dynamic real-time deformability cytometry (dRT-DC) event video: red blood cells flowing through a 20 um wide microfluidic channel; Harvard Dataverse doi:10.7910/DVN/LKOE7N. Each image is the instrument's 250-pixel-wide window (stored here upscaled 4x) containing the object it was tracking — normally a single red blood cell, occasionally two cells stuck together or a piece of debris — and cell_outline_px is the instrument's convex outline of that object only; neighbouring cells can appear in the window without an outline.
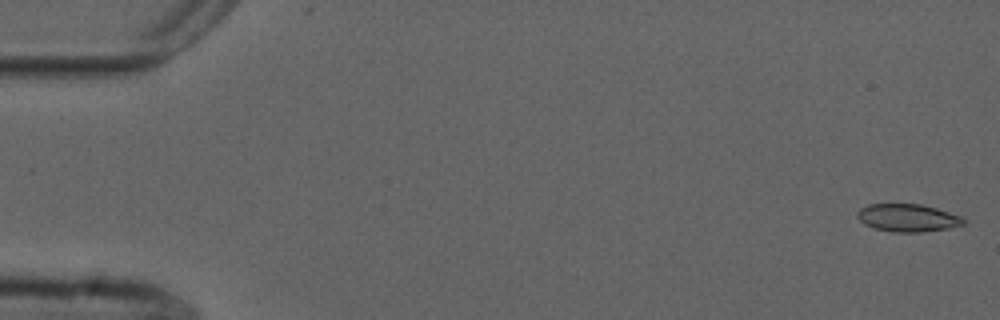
{"species": "common noctule bat (a hibernating species)", "species_latin": "Nyctalus noctula", "temperature_condition": "cold", "stored_images_in_passage": 54, "camera_frame_rate_fps": 3000, "um_per_image_px": 0.085, "animal": {"sex": "male", "forearm_length_mm": 52.5}, "frame": {"image": 1, "passage_image": 1, "time_ms": 0.0, "image_size_px": [1000, 320], "cell_outline_px": [[964, 224], [948, 228], [920, 232], [892, 232], [876, 228], [864, 224], [856, 216], [856, 212], [860, 208], [868, 204], [920, 204], [936, 208], [964, 216]], "centroid_in_image_um": [77.15, 18.51], "position_along_channel_um": 7.8, "area_um2": 17.17}}
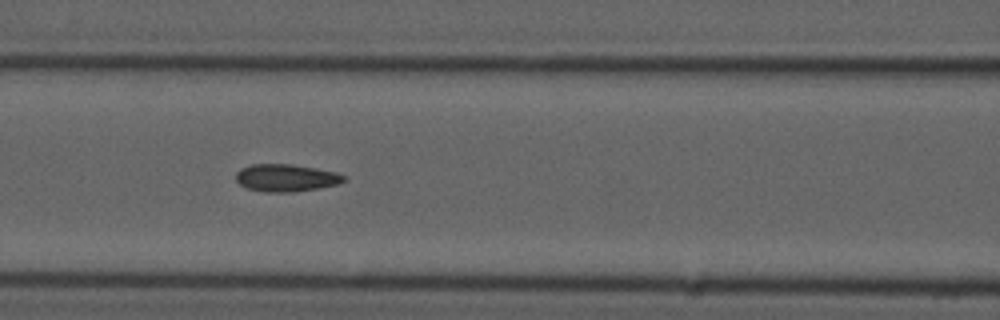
{"frame": {"image": 2, "passage_image": 23, "time_ms": 7.333, "image_size_px": [1000, 320], "cell_outline_px": [[348, 180], [336, 184], [316, 188], [292, 192], [264, 192], [248, 188], [240, 184], [236, 180], [236, 172], [240, 168], [252, 164], [292, 164], [316, 168], [336, 172], [348, 176]], "centroid_in_image_um": [24.33, 15.1], "position_along_channel_um": 142.3, "area_um2": 17.28}}
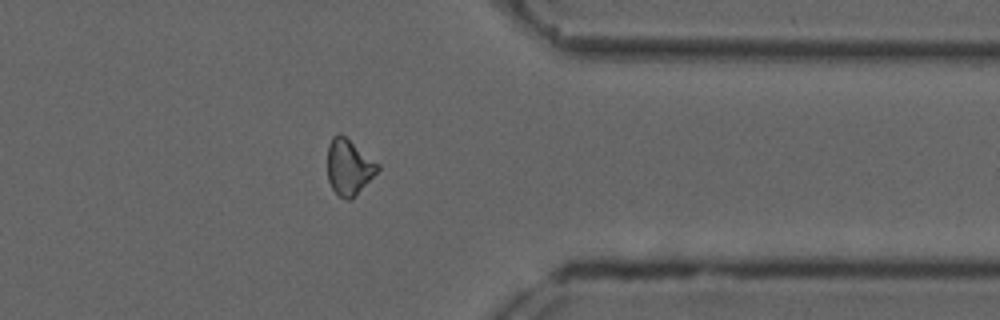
{"frame": {"image": 3, "passage_image": 43, "time_ms": 14.0, "image_size_px": [1000, 320], "cell_outline_px": [[380, 168], [352, 200], [348, 200], [340, 196], [332, 188], [328, 180], [328, 144], [332, 136], [336, 132], [340, 132], [380, 164]], "centroid_in_image_um": [29.65, 14.17], "position_along_channel_um": 381.7, "area_um2": 16.36}, "authors_computed_cell_mechanics": {"area_um2": 16.8198, "velocity_mm_per_s": 3.7543, "shape_relaxation_time_tau1_ms": null, "shape_relaxation_time_tau2_ms": 1.7857, "deformation_change_tau1": null, "deformation_change_tau2": 0.0657}}